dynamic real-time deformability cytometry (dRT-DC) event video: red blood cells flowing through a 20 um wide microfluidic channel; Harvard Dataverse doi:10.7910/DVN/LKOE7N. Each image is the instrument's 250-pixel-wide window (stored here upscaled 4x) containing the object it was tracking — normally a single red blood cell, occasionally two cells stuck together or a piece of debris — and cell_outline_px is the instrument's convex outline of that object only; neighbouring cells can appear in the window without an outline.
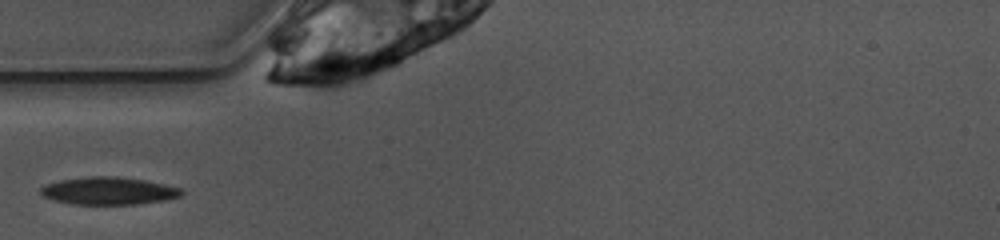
{"species": "common noctule bat (a hibernating species)", "species_latin": "Nyctalus noctula", "temperature_condition": "warm", "stored_images_in_passage": 21, "camera_frame_rate_fps": 3000, "um_per_image_px": 0.085, "animal": {"sex": "female", "body_mass_g": 10.0, "forearm_length_mm": 53.1}, "frame": {"image": 1, "passage_image": 1, "time_ms": 0.0, "image_size_px": [1000, 240], "cell_outline_px": [[184, 192], [180, 196], [168, 200], [136, 204], [68, 204], [52, 200], [44, 196], [40, 192], [40, 188], [48, 184], [60, 180], [88, 176], [112, 176], [144, 180], [164, 184], [180, 188]], "centroid_in_image_um": [9.23, 16.23], "position_along_channel_um": 75.8, "area_um2": 22.6}}
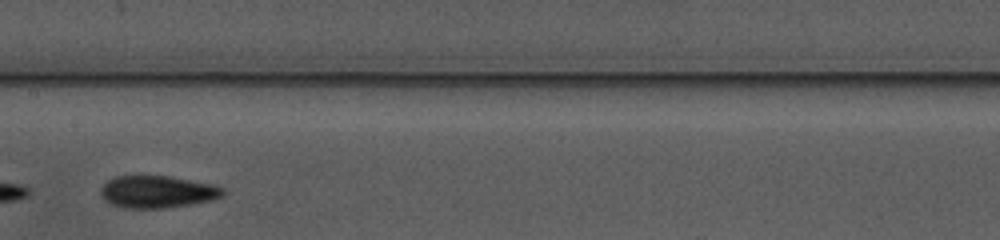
{"frame": {"image": 2, "passage_image": 10, "time_ms": 3.0, "image_size_px": [1000, 240], "cell_outline_px": [[228, 192], [224, 196], [212, 200], [164, 208], [124, 208], [112, 204], [104, 200], [100, 192], [100, 188], [108, 180], [116, 176], [168, 176], [212, 184], [224, 188]], "centroid_in_image_um": [13.39, 16.3], "position_along_channel_um": 194.0, "area_um2": 22.95}}